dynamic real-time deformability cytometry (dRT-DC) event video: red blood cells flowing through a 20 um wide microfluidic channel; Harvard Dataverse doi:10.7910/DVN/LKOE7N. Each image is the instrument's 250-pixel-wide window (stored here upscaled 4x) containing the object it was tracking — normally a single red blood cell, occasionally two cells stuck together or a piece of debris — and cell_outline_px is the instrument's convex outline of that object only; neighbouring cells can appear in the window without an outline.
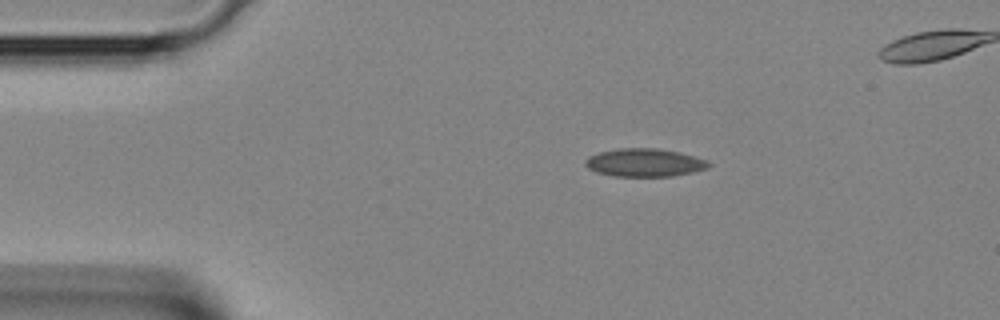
{"species": "Egyptian fruit bat (a non-hibernating species)", "species_latin": "Rousettus aegyptiacus", "temperature_condition": "room temperature", "stored_images_in_passage": 4, "segment_of_instrument_passage": [1, 2], "camera_frame_rate_fps": 3000, "um_per_image_px": 0.085, "animal": {"sex": "female"}, "frame": {"image": 1, "passage_image": 1, "time_ms": 0.0, "image_size_px": [1000, 320], "cell_outline_px": [[712, 164], [708, 168], [692, 172], [672, 176], [616, 176], [596, 172], [588, 168], [584, 164], [584, 160], [588, 156], [600, 152], [620, 148], [656, 148], [680, 152], [708, 160]], "centroid_in_image_um": [54.79, 13.82], "position_along_channel_um": 30.2, "area_um2": 20.23}}
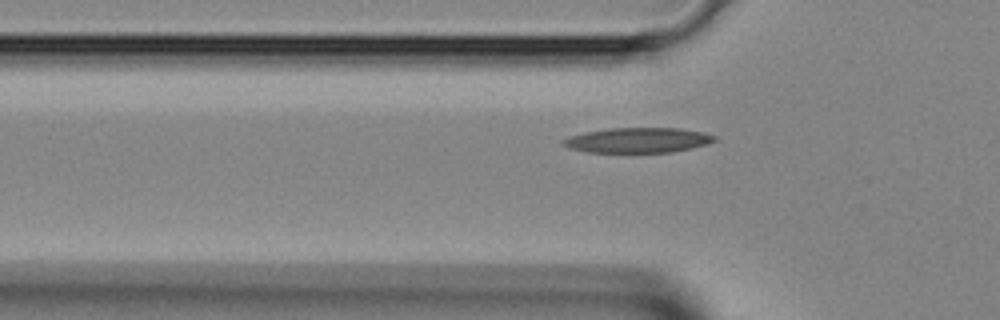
{"frame": {"image": 2, "passage_image": 3, "time_ms": 0.667, "image_size_px": [1000, 320], "cell_outline_px": [[716, 140], [692, 148], [672, 152], [588, 152], [572, 148], [560, 144], [560, 140], [568, 136], [584, 132], [608, 128], [680, 128], [704, 132], [716, 136]], "centroid_in_image_um": [54.19, 11.91], "position_along_channel_um": 71.6, "area_um2": 22.14}}